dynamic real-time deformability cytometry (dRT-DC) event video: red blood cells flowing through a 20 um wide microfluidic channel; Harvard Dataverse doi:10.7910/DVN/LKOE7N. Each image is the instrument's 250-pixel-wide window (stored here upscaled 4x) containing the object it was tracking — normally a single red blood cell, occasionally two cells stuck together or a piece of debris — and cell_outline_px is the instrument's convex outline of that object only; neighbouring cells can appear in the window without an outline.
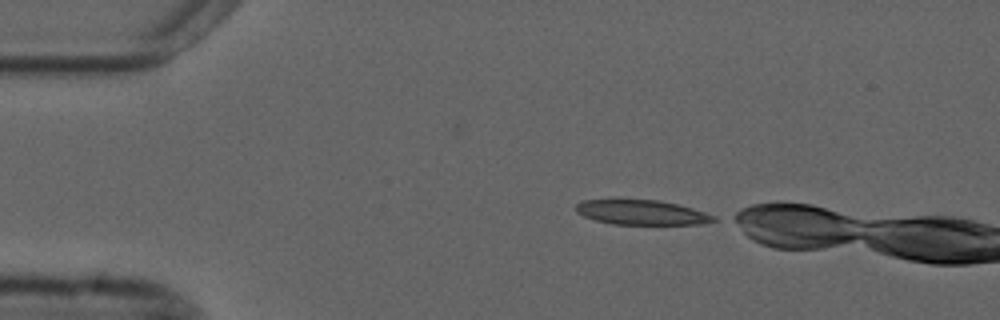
{"species": "common noctule bat (a hibernating species)", "species_latin": "Nyctalus noctula", "temperature_condition": "cold", "stored_images_in_passage": 6, "camera_frame_rate_fps": 3000, "um_per_image_px": 0.085, "animal": {"sex": "male", "forearm_length_mm": 52.5}, "frame": {"image": 1, "passage_image": 1, "time_ms": 0.0, "image_size_px": [1000, 320], "cell_outline_px": [[716, 220], [704, 224], [612, 224], [596, 220], [584, 216], [576, 212], [576, 204], [584, 200], [612, 196], [620, 196], [660, 200], [692, 208], [716, 216]], "centroid_in_image_um": [54.45, 17.99], "position_along_channel_um": 30.6, "area_um2": 20.87}}